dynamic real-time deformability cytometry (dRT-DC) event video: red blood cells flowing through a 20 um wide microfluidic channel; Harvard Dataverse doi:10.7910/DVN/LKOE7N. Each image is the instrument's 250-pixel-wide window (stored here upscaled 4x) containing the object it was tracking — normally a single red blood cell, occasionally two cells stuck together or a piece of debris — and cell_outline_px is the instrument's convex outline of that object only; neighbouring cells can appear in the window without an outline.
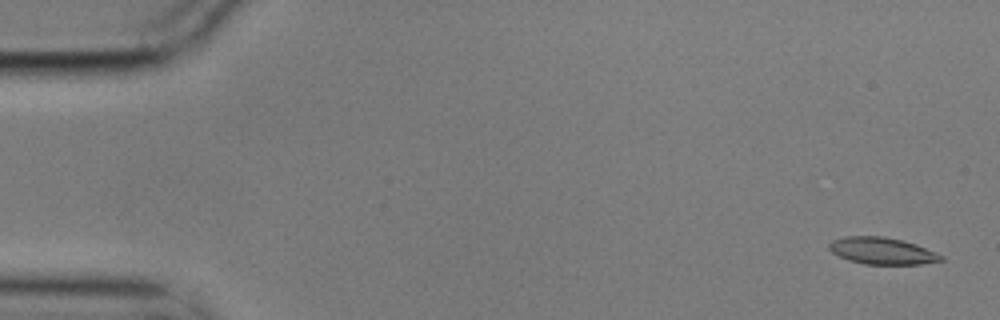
{"species": "common noctule bat (a hibernating species)", "species_latin": "Nyctalus noctula", "temperature_condition": "cold", "stored_images_in_passage": 5, "camera_frame_rate_fps": 3000, "um_per_image_px": 0.085, "animal": {"sex": "male", "body_mass_g": 17.9}, "frame": {"image": 1, "passage_image": 1, "time_ms": 0.0, "image_size_px": [1000, 320], "cell_outline_px": [[944, 260], [920, 264], [864, 264], [848, 260], [832, 252], [828, 248], [828, 244], [832, 240], [844, 236], [884, 236], [916, 244], [944, 256]], "centroid_in_image_um": [74.95, 21.32], "position_along_channel_um": 10.0, "area_um2": 17.46}}
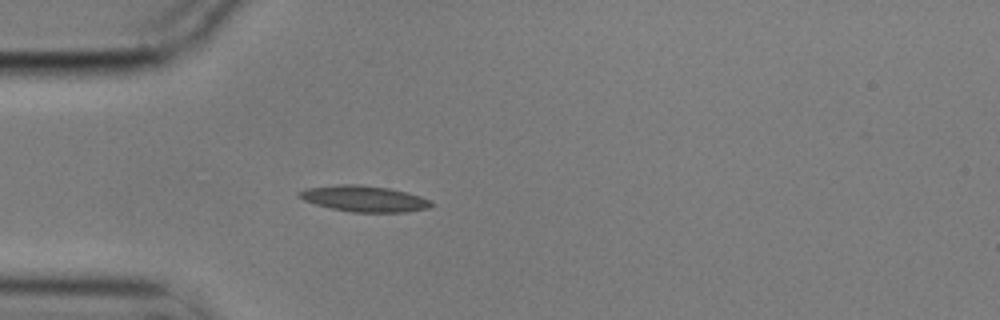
{"frame": {"image": 2, "passage_image": 5, "time_ms": 1.333, "image_size_px": [1000, 320], "cell_outline_px": [[436, 204], [428, 208], [404, 212], [352, 212], [332, 208], [316, 204], [304, 200], [296, 192], [304, 188], [340, 184], [360, 184], [388, 188], [408, 192], [432, 200]], "centroid_in_image_um": [30.99, 16.88], "position_along_channel_um": 54.0, "area_um2": 20.11}}